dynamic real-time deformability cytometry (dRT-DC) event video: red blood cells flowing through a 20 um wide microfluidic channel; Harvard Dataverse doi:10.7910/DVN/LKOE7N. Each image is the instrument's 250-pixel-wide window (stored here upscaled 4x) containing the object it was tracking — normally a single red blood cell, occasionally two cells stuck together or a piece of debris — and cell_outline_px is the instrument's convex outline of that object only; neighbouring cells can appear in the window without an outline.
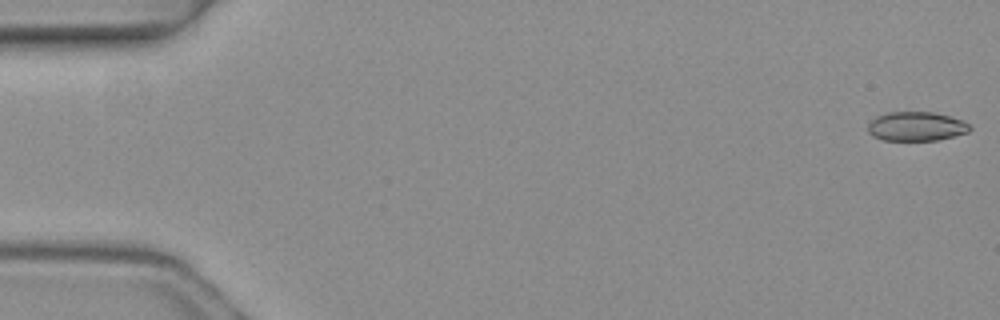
{"species": "common noctule bat (a hibernating species)", "species_latin": "Nyctalus noctula", "temperature_condition": "warm", "stored_images_in_passage": 8, "camera_frame_rate_fps": 3000, "um_per_image_px": 0.085, "animal": {"sex": "female", "body_mass_g": 19.3, "forearm_length_mm": 54.1}, "frame": {"image": 1, "passage_image": 1, "time_ms": 0.0, "image_size_px": [1000, 320], "cell_outline_px": [[972, 128], [968, 132], [936, 140], [880, 140], [872, 136], [868, 132], [868, 124], [876, 116], [888, 112], [932, 112], [948, 116], [960, 120], [968, 124]], "centroid_in_image_um": [77.83, 10.74], "position_along_channel_um": 7.2, "area_um2": 17.17}}
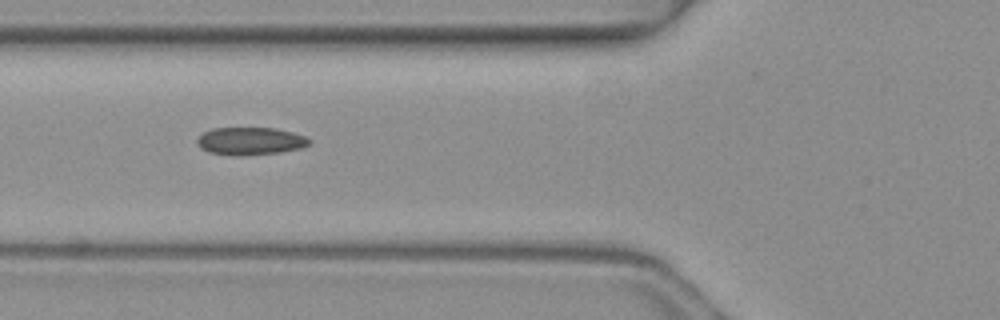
{"frame": {"image": 2, "passage_image": 6, "time_ms": 1.667, "image_size_px": [1000, 320], "cell_outline_px": [[312, 140], [308, 144], [300, 148], [280, 152], [244, 156], [232, 156], [208, 152], [200, 148], [196, 144], [196, 140], [204, 132], [212, 128], [276, 128], [292, 132], [304, 136]], "centroid_in_image_um": [21.24, 12.0], "position_along_channel_um": 104.6, "area_um2": 18.21}}
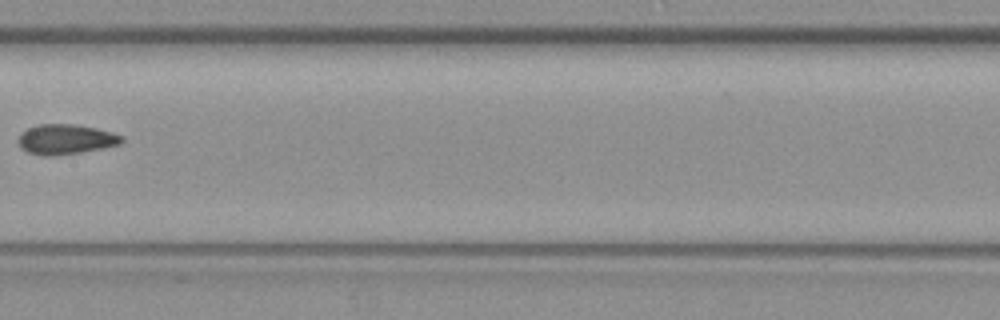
{"frame": {"image": 3, "passage_image": 8, "time_ms": 2.333, "image_size_px": [1000, 320], "cell_outline_px": [[124, 140], [120, 144], [80, 152], [56, 156], [44, 156], [28, 152], [20, 148], [16, 140], [20, 132], [36, 124], [72, 124], [96, 128], [112, 132], [124, 136]], "centroid_in_image_um": [5.53, 11.84], "position_along_channel_um": 201.9, "area_um2": 18.26}}